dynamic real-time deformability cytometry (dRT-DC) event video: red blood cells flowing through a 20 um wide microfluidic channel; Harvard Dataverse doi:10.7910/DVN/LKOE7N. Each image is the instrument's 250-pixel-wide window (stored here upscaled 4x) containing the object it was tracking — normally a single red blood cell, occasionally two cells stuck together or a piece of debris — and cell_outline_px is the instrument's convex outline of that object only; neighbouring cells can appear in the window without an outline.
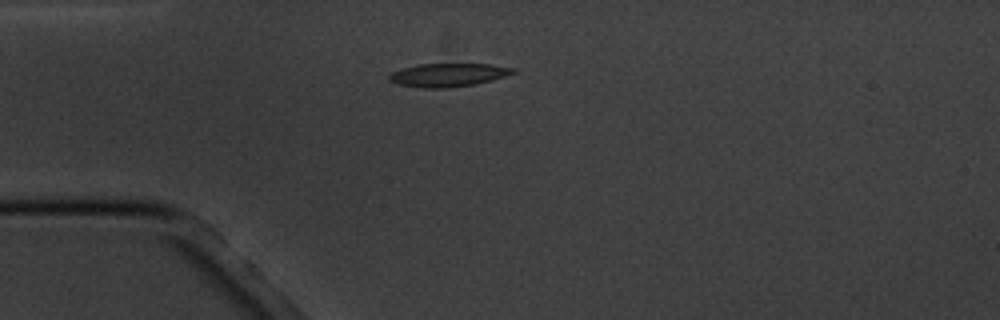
{"species": "common noctule bat (a hibernating species)", "species_latin": "Nyctalus noctula", "temperature_condition": "cold", "stored_images_in_passage": 9, "camera_frame_rate_fps": 3000, "um_per_image_px": 0.085, "animal": {"sex": "male", "body_mass_g": 20.1, "forearm_length_mm": 53.5}, "frame": {"image": 1, "passage_image": 1, "time_ms": 0.0, "image_size_px": [1000, 320], "cell_outline_px": [[516, 72], [492, 80], [476, 84], [444, 88], [424, 88], [396, 84], [388, 80], [388, 76], [392, 72], [416, 64], [492, 64], [516, 68]], "centroid_in_image_um": [38.09, 6.37], "position_along_channel_um": 46.9, "area_um2": 16.88}}
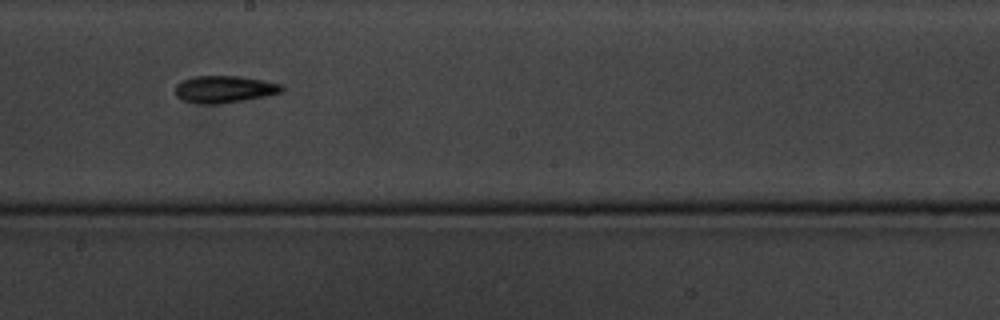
{"frame": {"image": 2, "passage_image": 6, "time_ms": 5.667, "image_size_px": [1000, 320], "cell_outline_px": [[284, 92], [244, 100], [220, 104], [200, 104], [184, 100], [176, 96], [176, 84], [180, 80], [196, 76], [240, 76], [264, 80], [284, 84]], "centroid_in_image_um": [19.1, 7.58], "position_along_channel_um": 229.1, "area_um2": 16.99}}
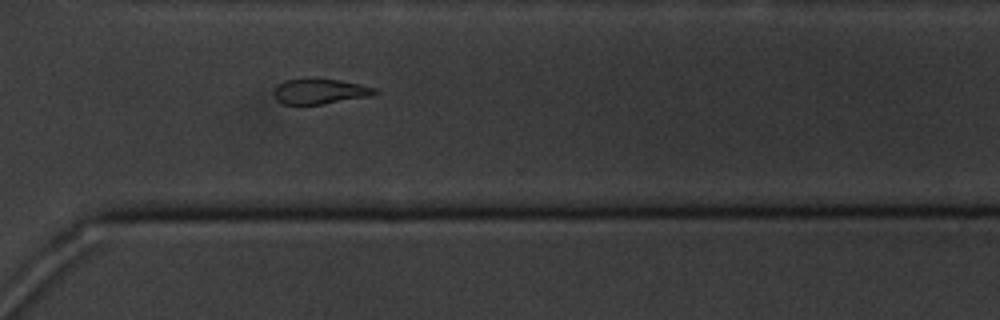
{"frame": {"image": 3, "passage_image": 9, "time_ms": 9.0, "image_size_px": [1000, 320], "cell_outline_px": [[380, 92], [372, 96], [320, 104], [284, 104], [276, 100], [276, 88], [284, 80], [316, 76], [340, 80], [360, 84], [376, 88]], "centroid_in_image_um": [27.25, 7.73], "position_along_channel_um": 343.4, "area_um2": 15.14}}